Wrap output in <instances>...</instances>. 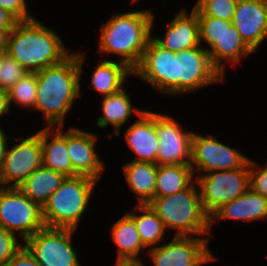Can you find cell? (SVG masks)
I'll return each instance as SVG.
<instances>
[{"mask_svg": "<svg viewBox=\"0 0 267 266\" xmlns=\"http://www.w3.org/2000/svg\"><path fill=\"white\" fill-rule=\"evenodd\" d=\"M85 52H72L59 64L36 72L37 92L34 111H39L47 125L63 127L76 98L81 96Z\"/></svg>", "mask_w": 267, "mask_h": 266, "instance_id": "obj_1", "label": "cell"}, {"mask_svg": "<svg viewBox=\"0 0 267 266\" xmlns=\"http://www.w3.org/2000/svg\"><path fill=\"white\" fill-rule=\"evenodd\" d=\"M144 9L116 13L101 24L98 52L107 56L116 54L119 62L134 71L155 28L156 16L152 10Z\"/></svg>", "mask_w": 267, "mask_h": 266, "instance_id": "obj_2", "label": "cell"}, {"mask_svg": "<svg viewBox=\"0 0 267 266\" xmlns=\"http://www.w3.org/2000/svg\"><path fill=\"white\" fill-rule=\"evenodd\" d=\"M59 35L36 18L19 21L10 33L6 53L27 72L36 73L71 54Z\"/></svg>", "mask_w": 267, "mask_h": 266, "instance_id": "obj_3", "label": "cell"}, {"mask_svg": "<svg viewBox=\"0 0 267 266\" xmlns=\"http://www.w3.org/2000/svg\"><path fill=\"white\" fill-rule=\"evenodd\" d=\"M148 206L174 236L196 237L210 233V216L204 211L196 181L187 189L165 197H155Z\"/></svg>", "mask_w": 267, "mask_h": 266, "instance_id": "obj_4", "label": "cell"}, {"mask_svg": "<svg viewBox=\"0 0 267 266\" xmlns=\"http://www.w3.org/2000/svg\"><path fill=\"white\" fill-rule=\"evenodd\" d=\"M97 182L87 176L66 177L42 207L45 227L77 230Z\"/></svg>", "mask_w": 267, "mask_h": 266, "instance_id": "obj_5", "label": "cell"}, {"mask_svg": "<svg viewBox=\"0 0 267 266\" xmlns=\"http://www.w3.org/2000/svg\"><path fill=\"white\" fill-rule=\"evenodd\" d=\"M0 227L24 242L45 227L42 207L17 187L0 188Z\"/></svg>", "mask_w": 267, "mask_h": 266, "instance_id": "obj_6", "label": "cell"}, {"mask_svg": "<svg viewBox=\"0 0 267 266\" xmlns=\"http://www.w3.org/2000/svg\"><path fill=\"white\" fill-rule=\"evenodd\" d=\"M204 211L211 216L223 204L228 203L249 189V160L229 171H212L195 176Z\"/></svg>", "mask_w": 267, "mask_h": 266, "instance_id": "obj_7", "label": "cell"}, {"mask_svg": "<svg viewBox=\"0 0 267 266\" xmlns=\"http://www.w3.org/2000/svg\"><path fill=\"white\" fill-rule=\"evenodd\" d=\"M133 72L137 78L157 92L179 96L176 52L163 48L152 37L144 50L140 64Z\"/></svg>", "mask_w": 267, "mask_h": 266, "instance_id": "obj_8", "label": "cell"}, {"mask_svg": "<svg viewBox=\"0 0 267 266\" xmlns=\"http://www.w3.org/2000/svg\"><path fill=\"white\" fill-rule=\"evenodd\" d=\"M76 230L44 227L24 241L41 266H81L72 245Z\"/></svg>", "mask_w": 267, "mask_h": 266, "instance_id": "obj_9", "label": "cell"}, {"mask_svg": "<svg viewBox=\"0 0 267 266\" xmlns=\"http://www.w3.org/2000/svg\"><path fill=\"white\" fill-rule=\"evenodd\" d=\"M249 159L211 134L194 132L190 160L193 174L197 173L194 176L212 171L234 170L242 167Z\"/></svg>", "mask_w": 267, "mask_h": 266, "instance_id": "obj_10", "label": "cell"}, {"mask_svg": "<svg viewBox=\"0 0 267 266\" xmlns=\"http://www.w3.org/2000/svg\"><path fill=\"white\" fill-rule=\"evenodd\" d=\"M208 237L174 236L170 242L146 251L152 266H203L216 260Z\"/></svg>", "mask_w": 267, "mask_h": 266, "instance_id": "obj_11", "label": "cell"}, {"mask_svg": "<svg viewBox=\"0 0 267 266\" xmlns=\"http://www.w3.org/2000/svg\"><path fill=\"white\" fill-rule=\"evenodd\" d=\"M19 142L8 146L2 171L1 187L21 185L37 168L42 166L41 129L27 137L17 138Z\"/></svg>", "mask_w": 267, "mask_h": 266, "instance_id": "obj_12", "label": "cell"}, {"mask_svg": "<svg viewBox=\"0 0 267 266\" xmlns=\"http://www.w3.org/2000/svg\"><path fill=\"white\" fill-rule=\"evenodd\" d=\"M176 56L179 96L215 83H225L222 74L213 66L209 52L201 45L176 52Z\"/></svg>", "mask_w": 267, "mask_h": 266, "instance_id": "obj_13", "label": "cell"}, {"mask_svg": "<svg viewBox=\"0 0 267 266\" xmlns=\"http://www.w3.org/2000/svg\"><path fill=\"white\" fill-rule=\"evenodd\" d=\"M157 165H190L194 132L184 131L178 120L156 112Z\"/></svg>", "mask_w": 267, "mask_h": 266, "instance_id": "obj_14", "label": "cell"}, {"mask_svg": "<svg viewBox=\"0 0 267 266\" xmlns=\"http://www.w3.org/2000/svg\"><path fill=\"white\" fill-rule=\"evenodd\" d=\"M98 136L77 127L67 129V152L74 172L100 181L105 170L104 161L96 152Z\"/></svg>", "mask_w": 267, "mask_h": 266, "instance_id": "obj_15", "label": "cell"}, {"mask_svg": "<svg viewBox=\"0 0 267 266\" xmlns=\"http://www.w3.org/2000/svg\"><path fill=\"white\" fill-rule=\"evenodd\" d=\"M231 22L255 53L267 38V0H238Z\"/></svg>", "mask_w": 267, "mask_h": 266, "instance_id": "obj_16", "label": "cell"}, {"mask_svg": "<svg viewBox=\"0 0 267 266\" xmlns=\"http://www.w3.org/2000/svg\"><path fill=\"white\" fill-rule=\"evenodd\" d=\"M125 142L135 155L133 161L156 164L158 135L156 131V112L145 110L137 120L124 131Z\"/></svg>", "mask_w": 267, "mask_h": 266, "instance_id": "obj_17", "label": "cell"}, {"mask_svg": "<svg viewBox=\"0 0 267 266\" xmlns=\"http://www.w3.org/2000/svg\"><path fill=\"white\" fill-rule=\"evenodd\" d=\"M177 11L167 24L165 35L161 36L162 38L152 35V38L163 48L172 52L199 46V21L196 11L191 9L189 13L185 8H178Z\"/></svg>", "mask_w": 267, "mask_h": 266, "instance_id": "obj_18", "label": "cell"}, {"mask_svg": "<svg viewBox=\"0 0 267 266\" xmlns=\"http://www.w3.org/2000/svg\"><path fill=\"white\" fill-rule=\"evenodd\" d=\"M221 219L243 222L267 220V199L249 188L238 198L223 204L210 216V233L213 224Z\"/></svg>", "mask_w": 267, "mask_h": 266, "instance_id": "obj_19", "label": "cell"}, {"mask_svg": "<svg viewBox=\"0 0 267 266\" xmlns=\"http://www.w3.org/2000/svg\"><path fill=\"white\" fill-rule=\"evenodd\" d=\"M63 127H42V166L65 177L78 176L72 167L67 152V130Z\"/></svg>", "mask_w": 267, "mask_h": 266, "instance_id": "obj_20", "label": "cell"}, {"mask_svg": "<svg viewBox=\"0 0 267 266\" xmlns=\"http://www.w3.org/2000/svg\"><path fill=\"white\" fill-rule=\"evenodd\" d=\"M102 115L97 118V127L106 128L113 126V134L120 136V130L132 118L133 113L139 116L145 110L133 107V103L126 88H122L116 93L105 96L101 100Z\"/></svg>", "mask_w": 267, "mask_h": 266, "instance_id": "obj_21", "label": "cell"}, {"mask_svg": "<svg viewBox=\"0 0 267 266\" xmlns=\"http://www.w3.org/2000/svg\"><path fill=\"white\" fill-rule=\"evenodd\" d=\"M213 66L225 78L226 63L239 66L245 57L254 53L242 40L239 32L231 25L221 39L208 51Z\"/></svg>", "mask_w": 267, "mask_h": 266, "instance_id": "obj_22", "label": "cell"}, {"mask_svg": "<svg viewBox=\"0 0 267 266\" xmlns=\"http://www.w3.org/2000/svg\"><path fill=\"white\" fill-rule=\"evenodd\" d=\"M110 234L118 247L116 263L143 262L139 257L147 248L140 240L134 220L126 212L113 223Z\"/></svg>", "mask_w": 267, "mask_h": 266, "instance_id": "obj_23", "label": "cell"}, {"mask_svg": "<svg viewBox=\"0 0 267 266\" xmlns=\"http://www.w3.org/2000/svg\"><path fill=\"white\" fill-rule=\"evenodd\" d=\"M122 167L125 182L138 199L137 205H148L155 198L157 164L129 161Z\"/></svg>", "mask_w": 267, "mask_h": 266, "instance_id": "obj_24", "label": "cell"}, {"mask_svg": "<svg viewBox=\"0 0 267 266\" xmlns=\"http://www.w3.org/2000/svg\"><path fill=\"white\" fill-rule=\"evenodd\" d=\"M132 69L118 60L102 59L92 72L89 89L92 87L103 97L116 93L124 88Z\"/></svg>", "mask_w": 267, "mask_h": 266, "instance_id": "obj_25", "label": "cell"}, {"mask_svg": "<svg viewBox=\"0 0 267 266\" xmlns=\"http://www.w3.org/2000/svg\"><path fill=\"white\" fill-rule=\"evenodd\" d=\"M65 176L44 166L37 168L18 188L41 207L60 187Z\"/></svg>", "mask_w": 267, "mask_h": 266, "instance_id": "obj_26", "label": "cell"}, {"mask_svg": "<svg viewBox=\"0 0 267 266\" xmlns=\"http://www.w3.org/2000/svg\"><path fill=\"white\" fill-rule=\"evenodd\" d=\"M194 181L190 165H157L155 197L181 192Z\"/></svg>", "mask_w": 267, "mask_h": 266, "instance_id": "obj_27", "label": "cell"}, {"mask_svg": "<svg viewBox=\"0 0 267 266\" xmlns=\"http://www.w3.org/2000/svg\"><path fill=\"white\" fill-rule=\"evenodd\" d=\"M133 210L135 212L127 211L126 213L134 220L143 245L147 249L159 246V243L165 238V231H167L162 220L148 205L135 204Z\"/></svg>", "mask_w": 267, "mask_h": 266, "instance_id": "obj_28", "label": "cell"}, {"mask_svg": "<svg viewBox=\"0 0 267 266\" xmlns=\"http://www.w3.org/2000/svg\"><path fill=\"white\" fill-rule=\"evenodd\" d=\"M37 92V74L27 72L8 90L10 105L13 103L22 108L34 110Z\"/></svg>", "mask_w": 267, "mask_h": 266, "instance_id": "obj_29", "label": "cell"}, {"mask_svg": "<svg viewBox=\"0 0 267 266\" xmlns=\"http://www.w3.org/2000/svg\"><path fill=\"white\" fill-rule=\"evenodd\" d=\"M199 21L200 45L209 51L224 35L226 28L232 25L231 21L221 18H213L205 15H197ZM206 45H202V43Z\"/></svg>", "mask_w": 267, "mask_h": 266, "instance_id": "obj_30", "label": "cell"}, {"mask_svg": "<svg viewBox=\"0 0 267 266\" xmlns=\"http://www.w3.org/2000/svg\"><path fill=\"white\" fill-rule=\"evenodd\" d=\"M238 0H197L193 9L197 15L221 18L231 21Z\"/></svg>", "mask_w": 267, "mask_h": 266, "instance_id": "obj_31", "label": "cell"}, {"mask_svg": "<svg viewBox=\"0 0 267 266\" xmlns=\"http://www.w3.org/2000/svg\"><path fill=\"white\" fill-rule=\"evenodd\" d=\"M27 71L7 53L2 54L0 89L8 91Z\"/></svg>", "mask_w": 267, "mask_h": 266, "instance_id": "obj_32", "label": "cell"}, {"mask_svg": "<svg viewBox=\"0 0 267 266\" xmlns=\"http://www.w3.org/2000/svg\"><path fill=\"white\" fill-rule=\"evenodd\" d=\"M18 237L0 227V266H4L24 245Z\"/></svg>", "mask_w": 267, "mask_h": 266, "instance_id": "obj_33", "label": "cell"}, {"mask_svg": "<svg viewBox=\"0 0 267 266\" xmlns=\"http://www.w3.org/2000/svg\"><path fill=\"white\" fill-rule=\"evenodd\" d=\"M249 188L267 199V164L265 167L249 159Z\"/></svg>", "mask_w": 267, "mask_h": 266, "instance_id": "obj_34", "label": "cell"}, {"mask_svg": "<svg viewBox=\"0 0 267 266\" xmlns=\"http://www.w3.org/2000/svg\"><path fill=\"white\" fill-rule=\"evenodd\" d=\"M0 7L10 12L18 21H27L33 19L26 0H0Z\"/></svg>", "mask_w": 267, "mask_h": 266, "instance_id": "obj_35", "label": "cell"}, {"mask_svg": "<svg viewBox=\"0 0 267 266\" xmlns=\"http://www.w3.org/2000/svg\"><path fill=\"white\" fill-rule=\"evenodd\" d=\"M4 266H41L32 254L23 247Z\"/></svg>", "mask_w": 267, "mask_h": 266, "instance_id": "obj_36", "label": "cell"}, {"mask_svg": "<svg viewBox=\"0 0 267 266\" xmlns=\"http://www.w3.org/2000/svg\"><path fill=\"white\" fill-rule=\"evenodd\" d=\"M18 22L10 12L0 7V27H15Z\"/></svg>", "mask_w": 267, "mask_h": 266, "instance_id": "obj_37", "label": "cell"}, {"mask_svg": "<svg viewBox=\"0 0 267 266\" xmlns=\"http://www.w3.org/2000/svg\"><path fill=\"white\" fill-rule=\"evenodd\" d=\"M11 108L8 91L0 89V119H2L6 113H10L12 111L10 110ZM1 126L2 125H0V128H2Z\"/></svg>", "mask_w": 267, "mask_h": 266, "instance_id": "obj_38", "label": "cell"}, {"mask_svg": "<svg viewBox=\"0 0 267 266\" xmlns=\"http://www.w3.org/2000/svg\"><path fill=\"white\" fill-rule=\"evenodd\" d=\"M5 130L0 128V173L3 168L4 159L6 157V152L8 149L9 136L5 134Z\"/></svg>", "mask_w": 267, "mask_h": 266, "instance_id": "obj_39", "label": "cell"}, {"mask_svg": "<svg viewBox=\"0 0 267 266\" xmlns=\"http://www.w3.org/2000/svg\"><path fill=\"white\" fill-rule=\"evenodd\" d=\"M15 27H0V54H5L11 31Z\"/></svg>", "mask_w": 267, "mask_h": 266, "instance_id": "obj_40", "label": "cell"}, {"mask_svg": "<svg viewBox=\"0 0 267 266\" xmlns=\"http://www.w3.org/2000/svg\"><path fill=\"white\" fill-rule=\"evenodd\" d=\"M115 266H146L143 262L115 263Z\"/></svg>", "mask_w": 267, "mask_h": 266, "instance_id": "obj_41", "label": "cell"}, {"mask_svg": "<svg viewBox=\"0 0 267 266\" xmlns=\"http://www.w3.org/2000/svg\"><path fill=\"white\" fill-rule=\"evenodd\" d=\"M130 2L132 3V5L135 3V4H138L137 2H139V0H130Z\"/></svg>", "mask_w": 267, "mask_h": 266, "instance_id": "obj_42", "label": "cell"}, {"mask_svg": "<svg viewBox=\"0 0 267 266\" xmlns=\"http://www.w3.org/2000/svg\"><path fill=\"white\" fill-rule=\"evenodd\" d=\"M1 62H2V54H0V68H1Z\"/></svg>", "mask_w": 267, "mask_h": 266, "instance_id": "obj_43", "label": "cell"}]
</instances>
